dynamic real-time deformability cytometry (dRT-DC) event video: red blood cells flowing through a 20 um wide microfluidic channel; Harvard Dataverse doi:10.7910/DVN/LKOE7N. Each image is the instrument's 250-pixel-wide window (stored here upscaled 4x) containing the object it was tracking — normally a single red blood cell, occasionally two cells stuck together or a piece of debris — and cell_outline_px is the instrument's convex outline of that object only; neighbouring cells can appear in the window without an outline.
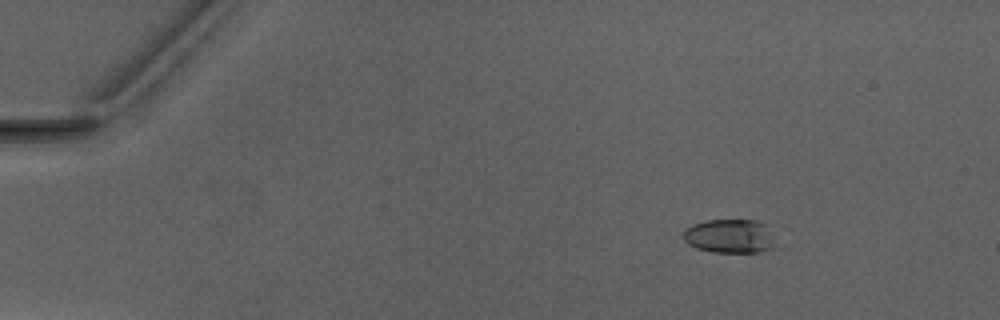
{"species": "Egyptian fruit bat (a non-hibernating species)", "species_latin": "Rousettus aegyptiacus", "temperature_condition": "warm", "stored_images_in_passage": 6, "camera_frame_rate_fps": 3000, "um_per_image_px": 0.085, "animal": {"sex": "male"}, "frame": {"image": 1, "passage_image": 2, "time_ms": 1.333, "image_size_px": [1000, 320], "cell_outline_px": [[772, 248], [756, 252], [712, 252], [696, 248], [688, 244], [684, 240], [684, 232], [692, 224], [708, 220], [756, 220], [764, 224], [772, 236]], "centroid_in_image_um": [61.98, 20.07], "position_along_channel_um": 23.0, "area_um2": 17.86}}
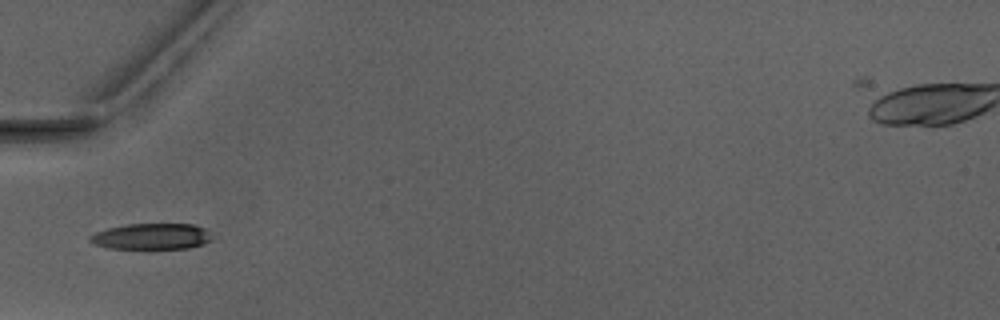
{"frame": {"image": 2, "passage_image": 5, "time_ms": 5.0, "image_size_px": [1000, 320], "cell_outline_px": [[212, 240], [204, 244], [188, 248], [148, 252], [108, 248], [92, 244], [88, 240], [88, 236], [96, 232], [108, 228], [128, 224], [192, 224], [204, 228], [208, 232]], "centroid_in_image_um": [12.83, 20.16], "position_along_channel_um": 72.2, "area_um2": 19.59}}
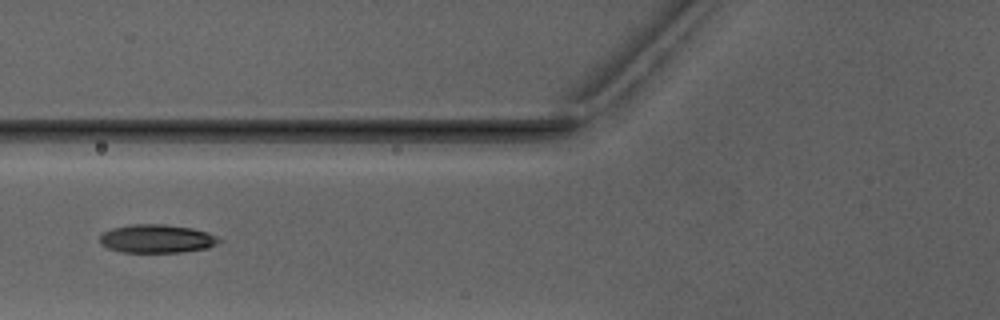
{"frame": {"image": 3, "passage_image": 6, "time_ms": 6.0, "image_size_px": [1000, 320], "cell_outline_px": [[224, 240], [208, 248], [180, 252], [120, 252], [108, 248], [100, 244], [100, 236], [104, 232], [112, 228], [132, 224], [164, 224], [192, 228], [208, 232]], "centroid_in_image_um": [13.34, 20.29], "position_along_channel_um": 112.5, "area_um2": 19.83}}